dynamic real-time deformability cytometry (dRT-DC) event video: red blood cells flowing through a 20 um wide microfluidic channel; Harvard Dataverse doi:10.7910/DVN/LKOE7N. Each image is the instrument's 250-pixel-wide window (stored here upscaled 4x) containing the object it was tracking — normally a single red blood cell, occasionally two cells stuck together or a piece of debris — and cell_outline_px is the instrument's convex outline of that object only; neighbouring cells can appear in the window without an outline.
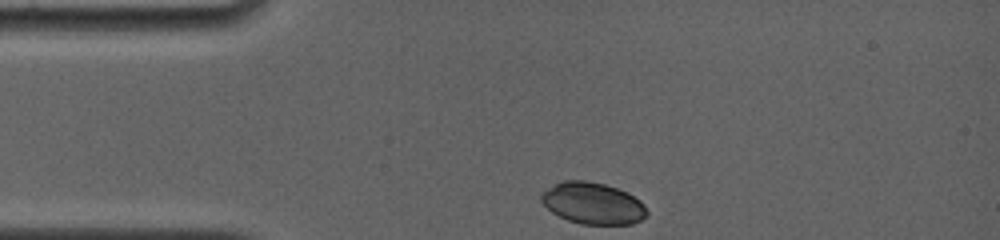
{"species": "common noctule bat (a hibernating species)", "species_latin": "Nyctalus noctula", "temperature_condition": "room temperature", "stored_images_in_passage": 3, "camera_frame_rate_fps": 4000, "um_per_image_px": 0.085, "animal": {"sex": "female", "body_mass_g": 19.0, "forearm_length_mm": 56.7}, "frame": {"image": 1, "passage_image": 1, "time_ms": 0.0, "image_size_px": [1000, 240], "cell_outline_px": [[648, 216], [632, 224], [580, 224], [568, 220], [552, 212], [540, 200], [540, 196], [548, 188], [564, 180], [584, 180], [604, 184], [628, 192], [640, 200], [644, 204], [648, 212]], "centroid_in_image_um": [50.43, 17.28], "position_along_channel_um": 34.6, "area_um2": 25.55}}